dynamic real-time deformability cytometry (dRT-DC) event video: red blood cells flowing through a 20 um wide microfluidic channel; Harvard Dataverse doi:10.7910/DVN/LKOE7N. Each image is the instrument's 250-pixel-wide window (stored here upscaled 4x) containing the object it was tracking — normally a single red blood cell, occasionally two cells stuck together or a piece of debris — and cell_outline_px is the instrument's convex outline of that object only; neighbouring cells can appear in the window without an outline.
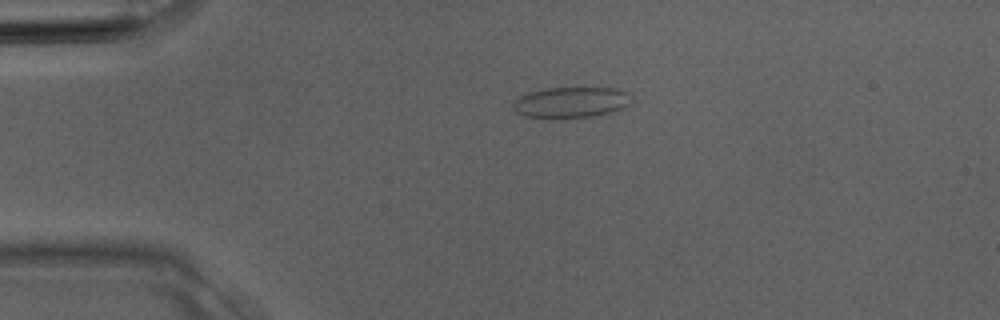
{"species": "Egyptian fruit bat (a non-hibernating species)", "species_latin": "Rousettus aegyptiacus", "temperature_condition": "room temperature", "stored_images_in_passage": 2, "camera_frame_rate_fps": 3000, "um_per_image_px": 0.085, "animal": {"sex": "male"}, "frame": {"image": 1, "passage_image": 1, "time_ms": 0.0, "image_size_px": [1000, 320], "cell_outline_px": [[632, 100], [624, 108], [612, 112], [592, 116], [524, 116], [516, 112], [512, 108], [512, 104], [520, 96], [528, 92], [544, 88], [620, 88], [628, 92]], "centroid_in_image_um": [48.57, 8.66], "position_along_channel_um": 36.4, "area_um2": 20.87}}